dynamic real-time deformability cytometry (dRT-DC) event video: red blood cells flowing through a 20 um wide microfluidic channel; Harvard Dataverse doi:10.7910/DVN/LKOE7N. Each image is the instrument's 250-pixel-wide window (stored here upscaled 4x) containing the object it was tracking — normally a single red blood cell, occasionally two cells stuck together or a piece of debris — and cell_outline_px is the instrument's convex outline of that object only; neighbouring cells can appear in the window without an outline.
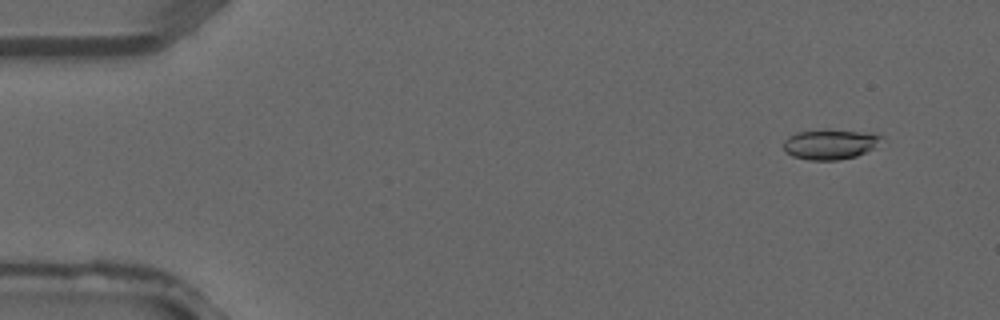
{"species": "common noctule bat (a hibernating species)", "species_latin": "Nyctalus noctula", "temperature_condition": "warm", "stored_images_in_passage": 2, "camera_frame_rate_fps": 3000, "um_per_image_px": 0.085, "animal": {"sex": "male", "forearm_length_mm": 52.5}, "frame": {"image": 1, "passage_image": 2, "time_ms": 0.333, "image_size_px": [1000, 320], "cell_outline_px": [[884, 136], [872, 148], [856, 156], [836, 160], [808, 160], [792, 156], [784, 152], [784, 140], [788, 136], [796, 132], [824, 128], [828, 128], [880, 132]], "centroid_in_image_um": [70.56, 12.21], "position_along_channel_um": 14.4, "area_um2": 17.8}}